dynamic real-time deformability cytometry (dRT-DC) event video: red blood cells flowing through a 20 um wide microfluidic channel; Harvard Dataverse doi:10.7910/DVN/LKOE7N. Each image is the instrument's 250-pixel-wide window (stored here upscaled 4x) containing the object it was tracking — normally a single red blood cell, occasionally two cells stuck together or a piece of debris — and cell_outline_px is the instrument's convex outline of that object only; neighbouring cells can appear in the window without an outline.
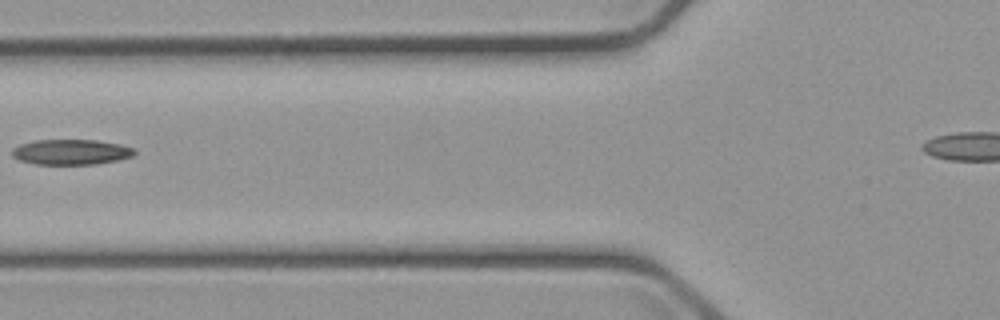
{"species": "common noctule bat (a hibernating species)", "species_latin": "Nyctalus noctula", "temperature_condition": "cold", "stored_images_in_passage": 2, "camera_frame_rate_fps": 3000, "um_per_image_px": 0.085, "animal": {"sex": "male", "body_mass_g": 23.1, "forearm_length_mm": 52.7}, "frame": {"image": 1, "passage_image": 2, "time_ms": 1.333, "image_size_px": [1000, 320], "cell_outline_px": [[136, 152], [132, 156], [116, 160], [96, 164], [36, 164], [20, 160], [12, 156], [12, 148], [20, 144], [36, 140], [96, 140], [120, 144], [136, 148]], "centroid_in_image_um": [6.05, 12.91], "position_along_channel_um": 119.8, "area_um2": 18.03}}